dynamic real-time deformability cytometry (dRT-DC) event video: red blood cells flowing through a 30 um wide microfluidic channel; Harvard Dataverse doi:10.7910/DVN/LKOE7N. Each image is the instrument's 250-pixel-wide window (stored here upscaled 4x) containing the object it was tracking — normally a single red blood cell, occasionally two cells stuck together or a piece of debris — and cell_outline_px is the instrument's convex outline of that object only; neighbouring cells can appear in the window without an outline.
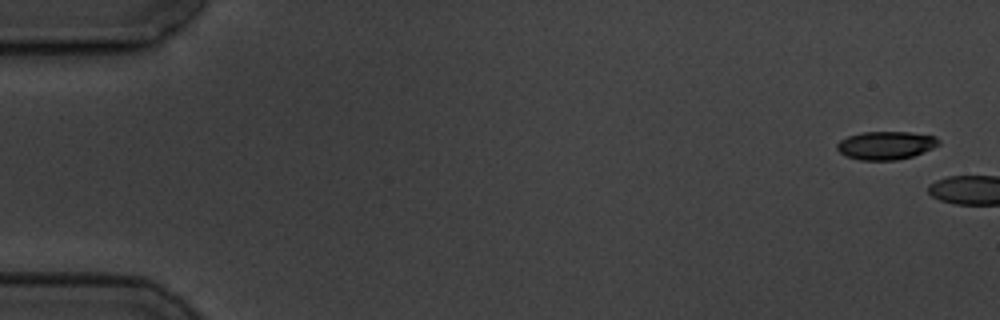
{"species": "common noctule bat (a hibernating species)", "species_latin": "Nyctalus noctula", "temperature_condition": "cold", "stored_images_in_passage": 2, "camera_frame_rate_fps": 3000, "um_per_image_px": 0.085, "animal": {"sex": "male", "body_mass_g": 19.5, "forearm_length_mm": 54.6}, "frame": {"image": 1, "passage_image": 1, "time_ms": 0.0, "image_size_px": [1000, 320], "cell_outline_px": [[940, 144], [932, 148], [912, 156], [896, 160], [860, 160], [848, 156], [840, 152], [836, 148], [836, 144], [840, 140], [848, 136], [864, 132], [908, 132], [936, 136], [940, 140]], "centroid_in_image_um": [75.3, 12.35], "position_along_channel_um": 9.7, "area_um2": 16.59}}